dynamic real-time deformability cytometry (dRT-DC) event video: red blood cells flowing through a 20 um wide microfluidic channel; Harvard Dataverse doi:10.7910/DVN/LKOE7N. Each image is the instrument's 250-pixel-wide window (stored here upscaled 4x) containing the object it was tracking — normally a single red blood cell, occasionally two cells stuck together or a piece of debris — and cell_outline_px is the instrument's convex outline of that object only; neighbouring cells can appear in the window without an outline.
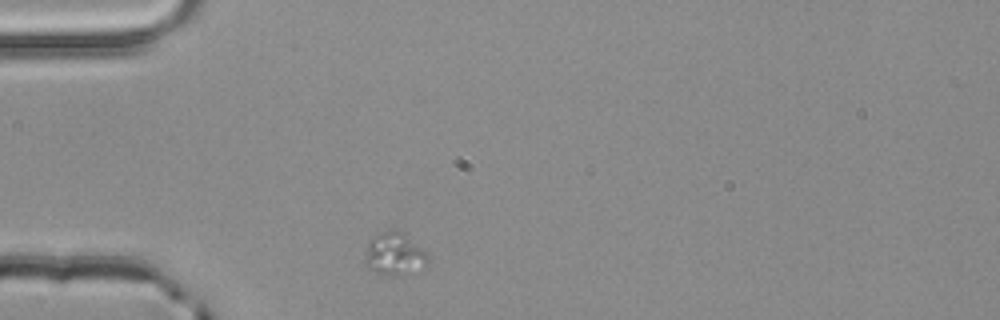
{"species": "common noctule bat (a hibernating species)", "species_latin": "Nyctalus noctula", "temperature_condition": "room temperature", "stored_images_in_passage": 1, "camera_frame_rate_fps": 3000, "um_per_image_px": 0.085, "animal": {"sex": "male", "body_mass_g": 20.4}, "frame": {"image": 1, "passage_image": 1, "time_ms": 0.0, "image_size_px": [1000, 320], "cell_outline_px": [[428, 264], [404, 276], [400, 276], [376, 272], [364, 268], [364, 260], [368, 240], [380, 232], [400, 232], [420, 248], [428, 256]], "centroid_in_image_um": [33.46, 21.65], "position_along_channel_um": 51.5, "area_um2": 15.26}}